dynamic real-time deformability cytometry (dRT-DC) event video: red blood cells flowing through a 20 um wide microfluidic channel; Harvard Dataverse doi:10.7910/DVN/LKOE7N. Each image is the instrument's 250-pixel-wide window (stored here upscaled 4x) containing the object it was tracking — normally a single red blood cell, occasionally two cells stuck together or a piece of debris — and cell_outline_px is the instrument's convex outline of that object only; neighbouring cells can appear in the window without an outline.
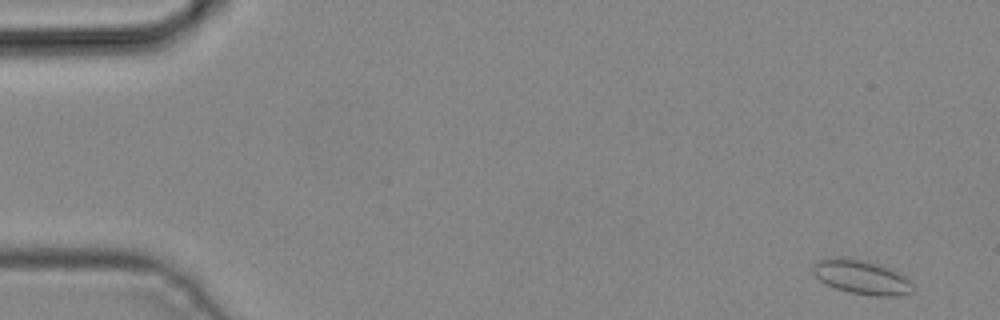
{"species": "common noctule bat (a hibernating species)", "species_latin": "Nyctalus noctula", "temperature_condition": "cold", "stored_images_in_passage": 4, "camera_frame_rate_fps": 3000, "um_per_image_px": 0.085, "animal": {"sex": "male", "body_mass_g": 19.2, "forearm_length_mm": 51.8}, "frame": {"image": 1, "passage_image": 1, "time_ms": 0.0, "image_size_px": [1000, 320], "cell_outline_px": [[912, 292], [896, 296], [872, 296], [848, 292], [836, 288], [820, 280], [812, 272], [812, 264], [816, 260], [844, 256], [864, 260], [880, 264], [900, 272], [912, 284]], "centroid_in_image_um": [73.21, 23.54], "position_along_channel_um": 11.8, "area_um2": 20.06}}